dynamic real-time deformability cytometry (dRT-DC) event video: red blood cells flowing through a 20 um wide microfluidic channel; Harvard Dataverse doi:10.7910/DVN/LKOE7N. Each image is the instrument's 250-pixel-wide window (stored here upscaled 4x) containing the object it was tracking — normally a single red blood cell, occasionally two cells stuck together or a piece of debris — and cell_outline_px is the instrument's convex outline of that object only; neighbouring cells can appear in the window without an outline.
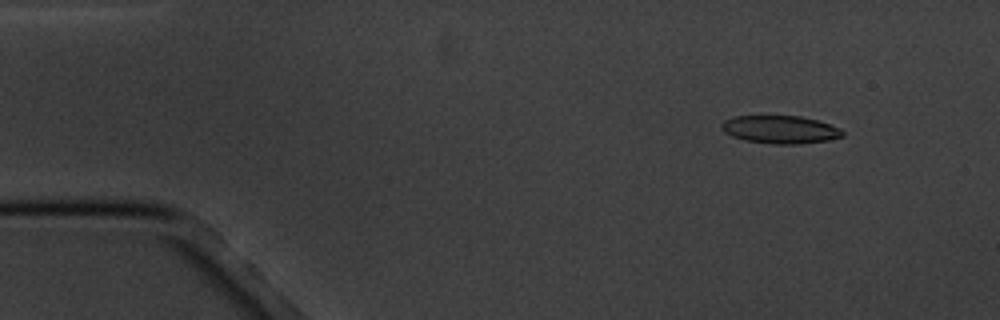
{"species": "common noctule bat (a hibernating species)", "species_latin": "Nyctalus noctula", "temperature_condition": "cold", "stored_images_in_passage": 5, "camera_frame_rate_fps": 3000, "um_per_image_px": 0.085, "animal": {"sex": "male", "body_mass_g": 20.1, "forearm_length_mm": 53.5}, "frame": {"image": 1, "passage_image": 1, "time_ms": 0.0, "image_size_px": [1000, 320], "cell_outline_px": [[844, 136], [828, 140], [796, 144], [772, 144], [744, 140], [732, 136], [724, 132], [720, 128], [720, 124], [724, 120], [736, 116], [800, 116], [816, 120], [840, 128], [844, 132]], "centroid_in_image_um": [66.29, 11.01], "position_along_channel_um": 18.7, "area_um2": 19.65}}
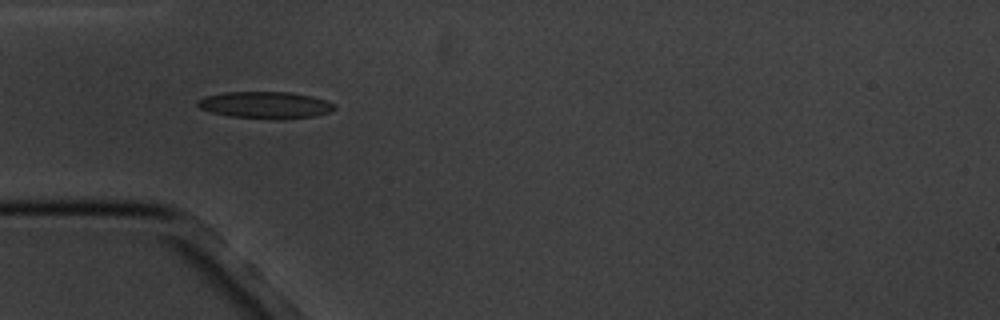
{"frame": {"image": 2, "passage_image": 4, "time_ms": 3.667, "image_size_px": [1000, 320], "cell_outline_px": [[336, 108], [328, 112], [312, 116], [280, 120], [228, 116], [212, 112], [200, 108], [196, 104], [196, 100], [204, 96], [224, 92], [288, 92], [312, 96], [336, 104]], "centroid_in_image_um": [22.52, 8.93], "position_along_channel_um": 62.5, "area_um2": 21.5}}
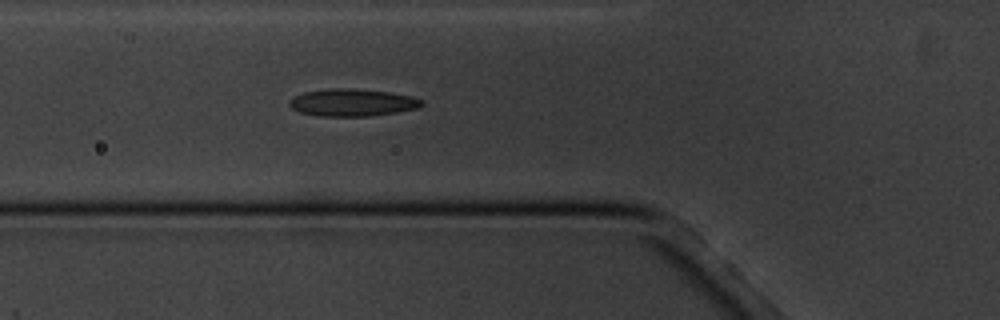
{"frame": {"image": 3, "passage_image": 5, "time_ms": 4.667, "image_size_px": [1000, 320], "cell_outline_px": [[424, 104], [420, 108], [372, 116], [320, 116], [300, 112], [292, 108], [288, 104], [288, 100], [292, 96], [304, 92], [328, 88], [348, 88], [388, 92], [412, 96], [424, 100]], "centroid_in_image_um": [29.95, 8.71], "position_along_channel_um": 95.9, "area_um2": 21.27}}